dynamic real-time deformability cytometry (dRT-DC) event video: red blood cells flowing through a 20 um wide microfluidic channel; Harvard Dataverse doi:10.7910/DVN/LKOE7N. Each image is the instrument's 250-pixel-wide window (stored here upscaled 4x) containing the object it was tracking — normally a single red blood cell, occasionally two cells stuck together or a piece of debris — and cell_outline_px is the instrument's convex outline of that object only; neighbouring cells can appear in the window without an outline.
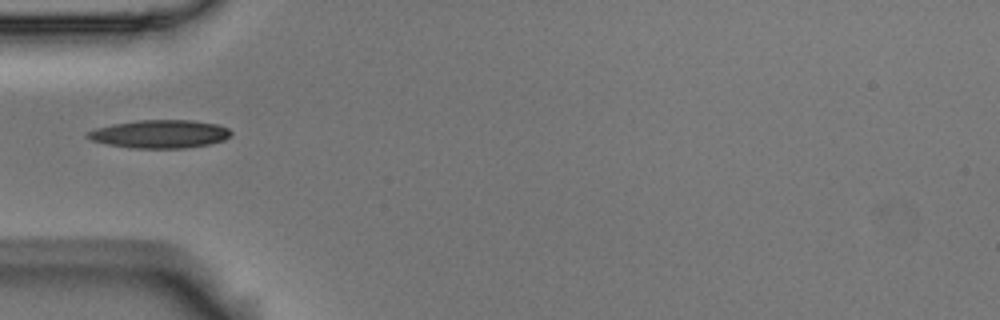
{"species": "Egyptian fruit bat (a non-hibernating species)", "species_latin": "Rousettus aegyptiacus", "temperature_condition": "room temperature", "stored_images_in_passage": 17, "camera_frame_rate_fps": 3000, "um_per_image_px": 0.085, "animal": {"sex": "male"}, "frame": {"image": 1, "passage_image": 1, "time_ms": 0.0, "image_size_px": [1000, 320], "cell_outline_px": [[232, 132], [224, 140], [208, 144], [184, 148], [128, 148], [108, 144], [92, 140], [84, 136], [88, 132], [96, 128], [112, 124], [140, 120], [192, 120], [216, 124], [228, 128]], "centroid_in_image_um": [13.57, 11.39], "position_along_channel_um": 71.4, "area_um2": 23.41}}
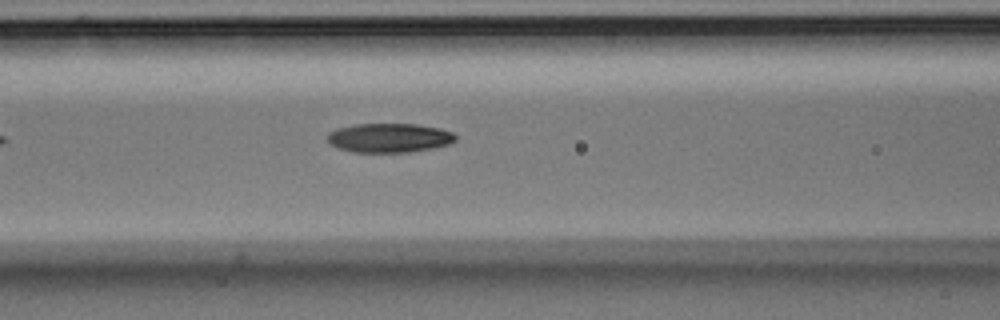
{"frame": {"image": 2, "passage_image": 6, "time_ms": 1.667, "image_size_px": [1000, 320], "cell_outline_px": [[456, 140], [448, 144], [432, 148], [408, 152], [352, 152], [340, 148], [332, 144], [328, 140], [328, 132], [336, 128], [356, 124], [416, 124], [440, 128], [452, 132], [456, 136]], "centroid_in_image_um": [33.09, 11.71], "position_along_channel_um": 133.5, "area_um2": 21.68}}